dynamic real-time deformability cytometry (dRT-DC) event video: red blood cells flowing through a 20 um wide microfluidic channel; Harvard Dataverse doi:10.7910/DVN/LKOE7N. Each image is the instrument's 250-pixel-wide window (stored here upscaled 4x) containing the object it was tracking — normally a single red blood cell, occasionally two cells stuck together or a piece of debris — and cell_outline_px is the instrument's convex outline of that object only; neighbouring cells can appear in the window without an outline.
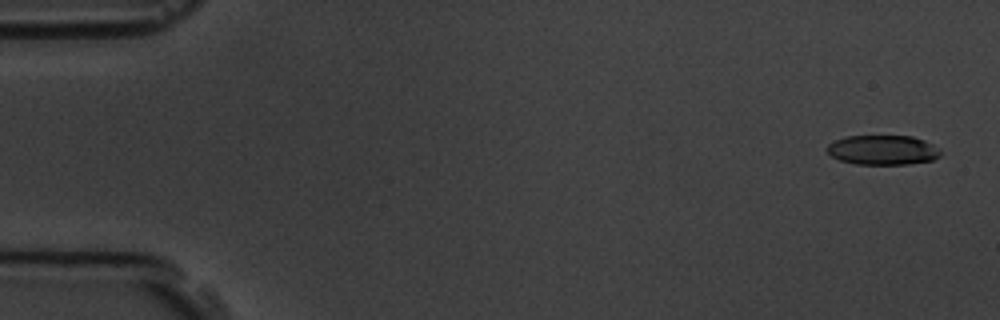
{"species": "common noctule bat (a hibernating species)", "species_latin": "Nyctalus noctula", "temperature_condition": "room temperature", "stored_images_in_passage": 4, "camera_frame_rate_fps": 3000, "um_per_image_px": 0.085, "animal": {"sex": "male", "body_mass_g": 19.5, "forearm_length_mm": 54.6}, "frame": {"image": 1, "passage_image": 1, "time_ms": 0.0, "image_size_px": [1000, 320], "cell_outline_px": [[940, 156], [932, 160], [908, 164], [856, 164], [840, 160], [832, 156], [824, 148], [828, 144], [844, 136], [912, 136], [924, 140], [932, 144], [940, 152]], "centroid_in_image_um": [75.0, 12.75], "position_along_channel_um": 10.0, "area_um2": 19.54}}
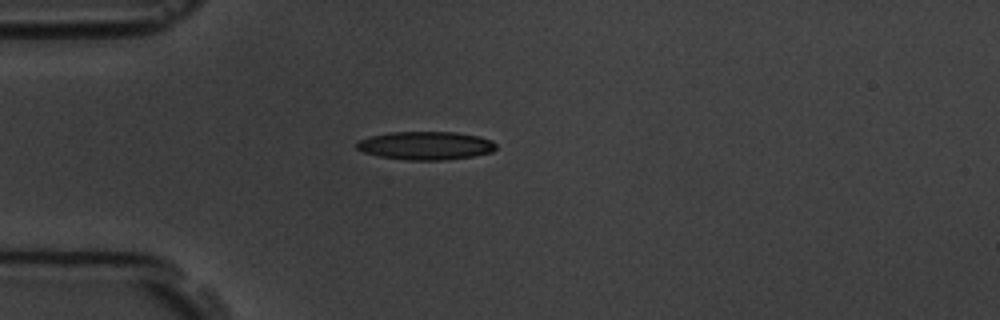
{"frame": {"image": 2, "passage_image": 4, "time_ms": 4.333, "image_size_px": [1000, 320], "cell_outline_px": [[496, 148], [492, 152], [472, 156], [444, 160], [404, 160], [380, 156], [364, 152], [356, 148], [356, 144], [360, 140], [372, 136], [392, 132], [456, 132], [480, 136], [492, 140], [496, 144]], "centroid_in_image_um": [36.22, 12.37], "position_along_channel_um": 48.8, "area_um2": 22.89}}